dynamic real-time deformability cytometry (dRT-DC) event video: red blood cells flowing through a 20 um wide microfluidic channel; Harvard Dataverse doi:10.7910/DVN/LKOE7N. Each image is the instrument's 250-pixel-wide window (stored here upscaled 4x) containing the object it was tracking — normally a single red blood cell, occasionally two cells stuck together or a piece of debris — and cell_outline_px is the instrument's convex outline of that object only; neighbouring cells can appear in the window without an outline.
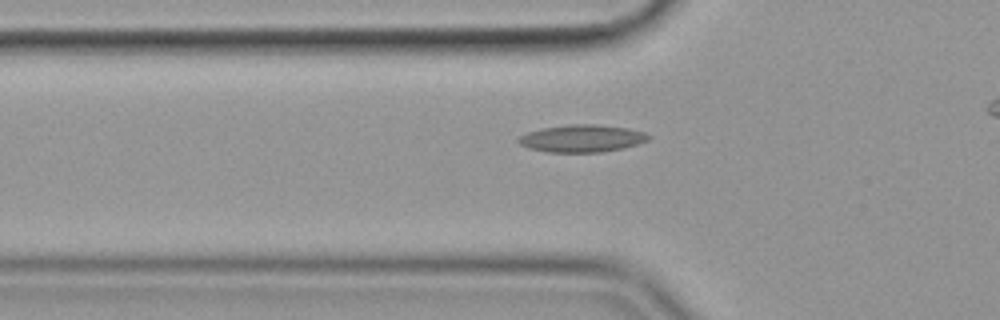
{"species": "common noctule bat (a hibernating species)", "species_latin": "Nyctalus noctula", "temperature_condition": "cold", "stored_images_in_passage": 35, "camera_frame_rate_fps": 3000, "um_per_image_px": 0.085, "animal": {"sex": "female", "body_mass_g": 19.9}, "frame": {"image": 1, "passage_image": 4, "time_ms": 1.0, "image_size_px": [1000, 320], "cell_outline_px": [[652, 136], [648, 140], [624, 148], [600, 152], [544, 152], [528, 148], [520, 144], [516, 140], [520, 136], [528, 132], [540, 128], [568, 124], [596, 124], [628, 128], [644, 132]], "centroid_in_image_um": [49.44, 11.76], "position_along_channel_um": 76.4, "area_um2": 20.87}}
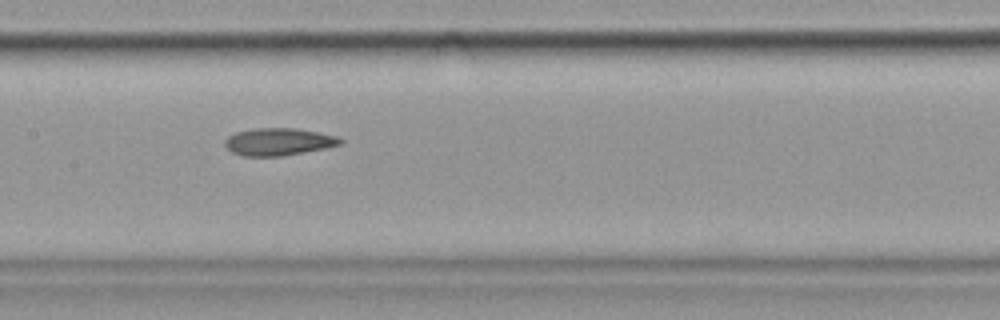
{"frame": {"image": 2, "passage_image": 13, "time_ms": 4.0, "image_size_px": [1000, 320], "cell_outline_px": [[344, 144], [304, 152], [280, 156], [244, 156], [232, 152], [224, 144], [224, 140], [228, 136], [236, 132], [252, 128], [296, 128], [336, 136], [344, 140]], "centroid_in_image_um": [23.67, 12.04], "position_along_channel_um": 183.7, "area_um2": 18.38}}
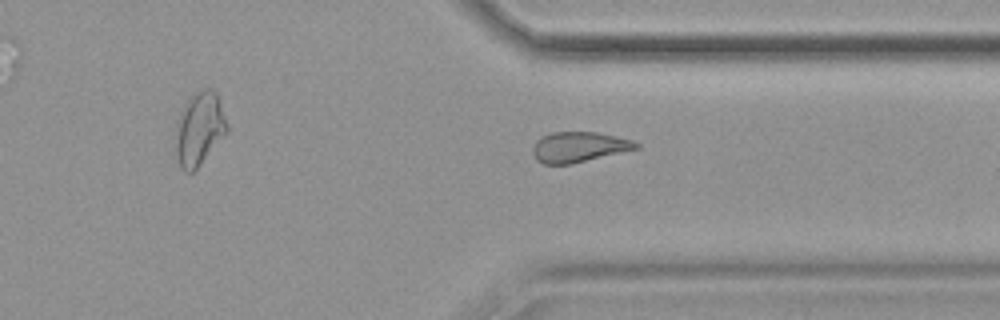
{"frame": {"image": 3, "passage_image": 28, "time_ms": 9.0, "image_size_px": [1000, 320], "cell_outline_px": [[640, 148], [568, 164], [544, 164], [536, 160], [532, 152], [532, 148], [536, 140], [540, 136], [552, 132], [596, 132], [632, 140], [640, 144]], "centroid_in_image_um": [49.16, 12.48], "position_along_channel_um": 362.2, "area_um2": 18.15}, "authors_computed_cell_mechanics": {"area_um2": 18.5538, "velocity_mm_per_s": 3.5642, "shape_relaxation_time_tau1_ms": 11.04, "shape_relaxation_time_tau2_ms": 5.7095, "deformation_change_tau1": 0.2049, "deformation_change_tau2": 0.1443}}